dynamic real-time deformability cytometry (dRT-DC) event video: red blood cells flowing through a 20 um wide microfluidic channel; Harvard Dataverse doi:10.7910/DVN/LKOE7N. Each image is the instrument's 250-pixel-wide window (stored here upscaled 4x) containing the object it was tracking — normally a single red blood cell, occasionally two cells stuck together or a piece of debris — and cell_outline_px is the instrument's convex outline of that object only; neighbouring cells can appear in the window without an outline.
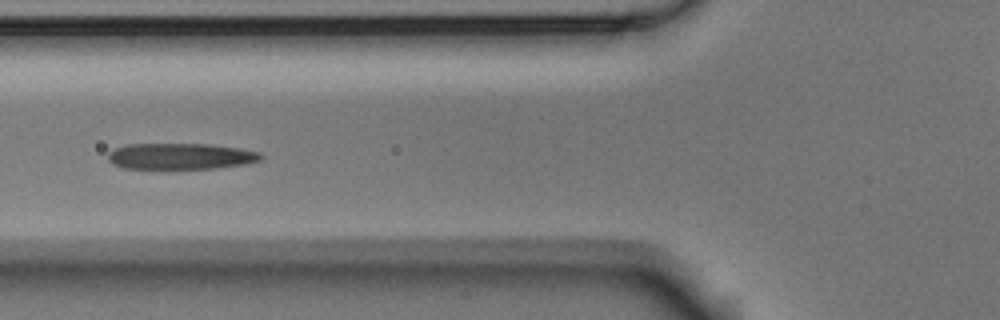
{"species": "Egyptian fruit bat (a non-hibernating species)", "species_latin": "Rousettus aegyptiacus", "temperature_condition": "room temperature", "stored_images_in_passage": 9, "camera_frame_rate_fps": 3000, "um_per_image_px": 0.085, "animal": {"sex": "male"}, "frame": {"image": 1, "passage_image": 4, "time_ms": 1.0, "image_size_px": [1000, 320], "cell_outline_px": [[264, 156], [260, 160], [244, 164], [216, 168], [124, 168], [112, 164], [108, 160], [108, 152], [124, 144], [208, 144], [240, 148], [260, 152]], "centroid_in_image_um": [15.34, 13.27], "position_along_channel_um": 110.5, "area_um2": 23.24}}
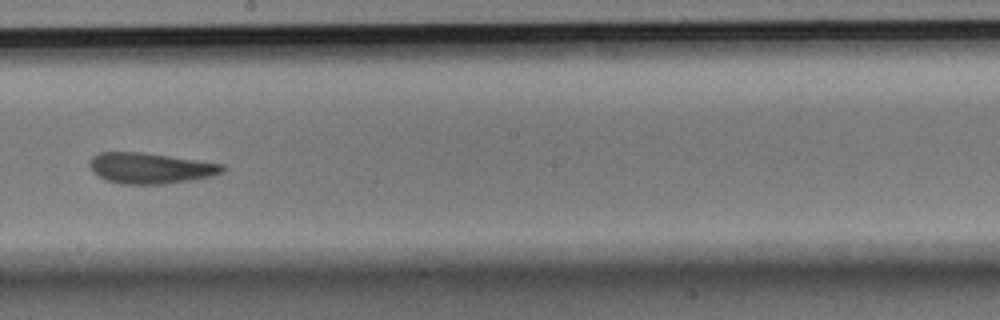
{"frame": {"image": 2, "passage_image": 7, "time_ms": 2.0, "image_size_px": [1000, 320], "cell_outline_px": [[228, 168], [224, 172], [212, 176], [192, 180], [164, 184], [120, 184], [108, 180], [92, 172], [88, 164], [88, 160], [92, 156], [100, 152], [140, 152], [224, 164]], "centroid_in_image_um": [12.79, 14.29], "position_along_channel_um": 235.4, "area_um2": 23.93}}
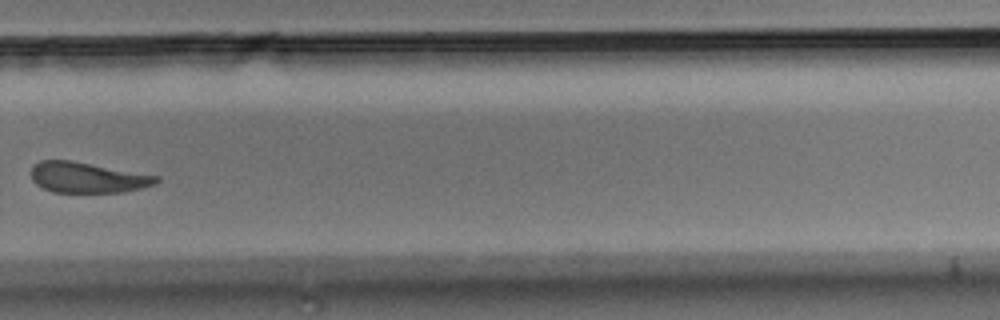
{"frame": {"image": 3, "passage_image": 9, "time_ms": 2.667, "image_size_px": [1000, 320], "cell_outline_px": [[160, 180], [156, 184], [124, 192], [52, 192], [36, 184], [32, 180], [32, 164], [40, 160], [72, 160], [160, 176]], "centroid_in_image_um": [7.44, 15.08], "position_along_channel_um": 322.4, "area_um2": 22.43}}